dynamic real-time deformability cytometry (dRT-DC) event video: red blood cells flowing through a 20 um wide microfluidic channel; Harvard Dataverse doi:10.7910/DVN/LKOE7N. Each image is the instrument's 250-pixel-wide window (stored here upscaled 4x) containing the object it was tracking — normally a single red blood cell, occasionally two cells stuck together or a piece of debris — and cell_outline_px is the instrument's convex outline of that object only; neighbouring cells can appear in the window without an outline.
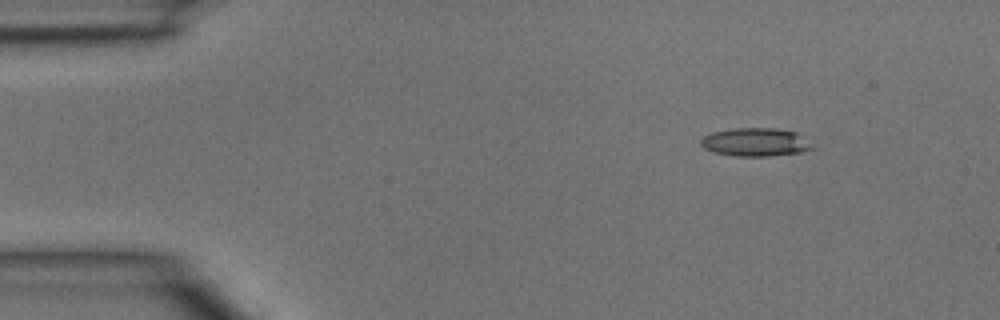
{"species": "common noctule bat (a hibernating species)", "species_latin": "Nyctalus noctula", "temperature_condition": "room temperature", "stored_images_in_passage": 3, "camera_frame_rate_fps": 3000, "um_per_image_px": 0.085, "animal": {"sex": "male", "body_mass_g": 15.6}, "frame": {"image": 1, "passage_image": 1, "time_ms": 0.0, "image_size_px": [1000, 320], "cell_outline_px": [[816, 148], [800, 152], [768, 156], [736, 156], [712, 152], [704, 148], [700, 144], [700, 140], [704, 136], [712, 132], [732, 128], [772, 128], [796, 132]], "centroid_in_image_um": [64.17, 12.08], "position_along_channel_um": 20.8, "area_um2": 18.32}}